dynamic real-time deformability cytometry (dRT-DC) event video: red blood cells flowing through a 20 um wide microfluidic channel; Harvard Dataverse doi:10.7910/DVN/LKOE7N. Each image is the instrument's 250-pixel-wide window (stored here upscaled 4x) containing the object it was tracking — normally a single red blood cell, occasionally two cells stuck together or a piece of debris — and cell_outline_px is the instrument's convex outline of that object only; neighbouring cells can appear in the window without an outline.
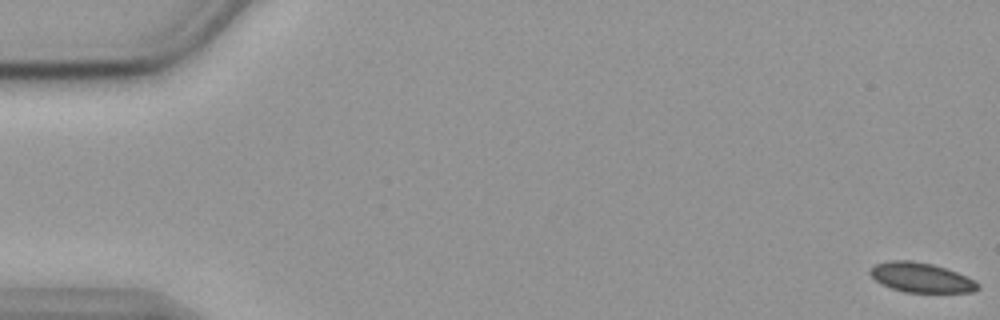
{"species": "common noctule bat (a hibernating species)", "species_latin": "Nyctalus noctula", "temperature_condition": "cold", "stored_images_in_passage": 57, "camera_frame_rate_fps": 3000, "um_per_image_px": 0.085, "animal": {"sex": "female", "body_mass_g": 19.9}, "frame": {"image": 1, "passage_image": 1, "time_ms": 0.0, "image_size_px": [1000, 320], "cell_outline_px": [[980, 288], [972, 292], [904, 292], [880, 284], [868, 272], [868, 268], [876, 264], [888, 260], [912, 260], [932, 264], [968, 276], [976, 280], [980, 284]], "centroid_in_image_um": [78.29, 23.58], "position_along_channel_um": 6.7, "area_um2": 18.79}}
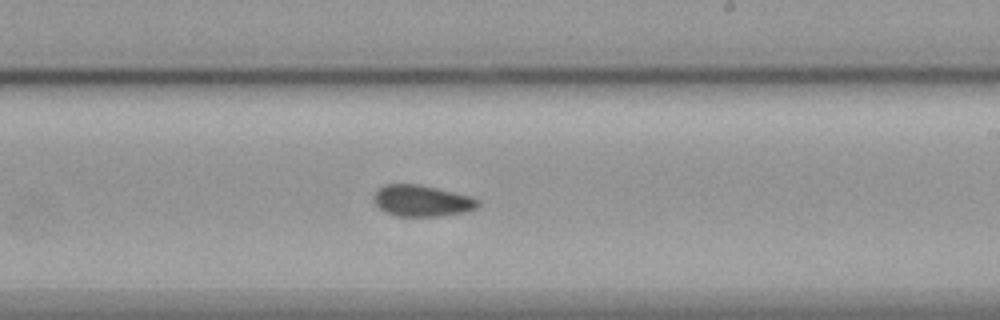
{"frame": {"image": 2, "passage_image": 34, "time_ms": 11.0, "image_size_px": [1000, 320], "cell_outline_px": [[480, 204], [476, 208], [468, 212], [444, 216], [396, 216], [384, 212], [372, 200], [372, 196], [376, 188], [384, 184], [420, 184], [472, 196], [480, 200]], "centroid_in_image_um": [35.86, 17.06], "position_along_channel_um": 253.1, "area_um2": 19.54}}
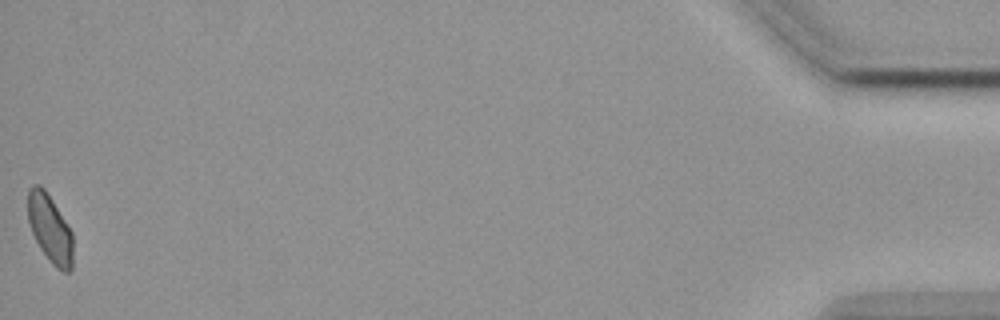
{"frame": {"image": 3, "passage_image": 57, "time_ms": 18.667, "image_size_px": [1000, 320], "cell_outline_px": [[72, 268], [68, 272], [64, 272], [56, 268], [48, 260], [40, 248], [32, 232], [28, 220], [28, 188], [32, 184], [40, 184], [44, 188], [52, 200], [72, 232]], "centroid_in_image_um": [4.23, 19.43], "position_along_channel_um": 431.0, "area_um2": 17.8}, "authors_computed_cell_mechanics": {"area_um2": 19.1318, "velocity_mm_per_s": 3.5617, "shape_relaxation_time_tau1_ms": null, "shape_relaxation_time_tau2_ms": 6.4538, "deformation_change_tau1": null, "deformation_change_tau2": 0.0794}}